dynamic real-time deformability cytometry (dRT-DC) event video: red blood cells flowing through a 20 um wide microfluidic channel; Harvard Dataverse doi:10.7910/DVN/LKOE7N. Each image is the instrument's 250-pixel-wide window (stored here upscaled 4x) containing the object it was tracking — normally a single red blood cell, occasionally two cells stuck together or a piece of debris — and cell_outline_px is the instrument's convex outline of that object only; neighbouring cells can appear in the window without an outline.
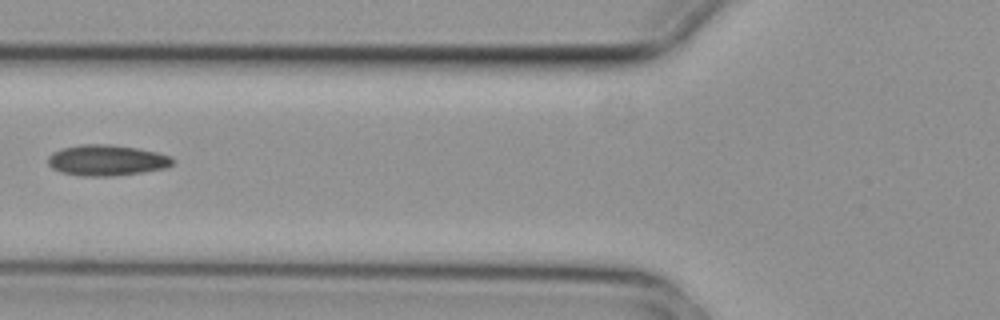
{"species": "common noctule bat (a hibernating species)", "species_latin": "Nyctalus noctula", "temperature_condition": "cold", "stored_images_in_passage": 4, "camera_frame_rate_fps": 3000, "um_per_image_px": 0.085, "animal": {"sex": "female", "body_mass_g": 29.2, "forearm_length_mm": 56.3}, "frame": {"image": 1, "passage_image": 3, "time_ms": 0.667, "image_size_px": [1000, 320], "cell_outline_px": [[172, 164], [164, 168], [144, 172], [116, 176], [80, 176], [60, 172], [52, 168], [48, 164], [48, 156], [52, 152], [64, 148], [80, 144], [104, 144], [136, 148], [156, 152], [168, 156], [172, 160]], "centroid_in_image_um": [9.01, 13.63], "position_along_channel_um": 116.8, "area_um2": 22.25}}
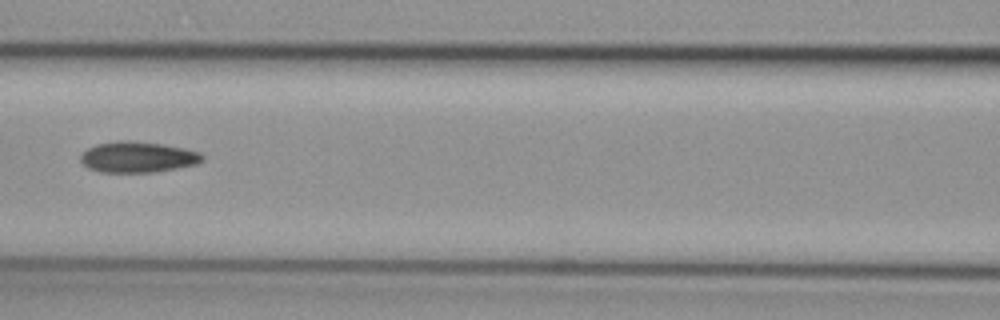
{"frame": {"image": 2, "passage_image": 4, "time_ms": 1.0, "image_size_px": [1000, 320], "cell_outline_px": [[204, 160], [196, 164], [156, 172], [100, 172], [88, 168], [80, 160], [80, 156], [88, 148], [96, 144], [120, 140], [128, 140], [164, 144], [184, 148], [200, 152], [204, 156]], "centroid_in_image_um": [11.72, 13.34], "position_along_channel_um": 154.9, "area_um2": 21.96}}